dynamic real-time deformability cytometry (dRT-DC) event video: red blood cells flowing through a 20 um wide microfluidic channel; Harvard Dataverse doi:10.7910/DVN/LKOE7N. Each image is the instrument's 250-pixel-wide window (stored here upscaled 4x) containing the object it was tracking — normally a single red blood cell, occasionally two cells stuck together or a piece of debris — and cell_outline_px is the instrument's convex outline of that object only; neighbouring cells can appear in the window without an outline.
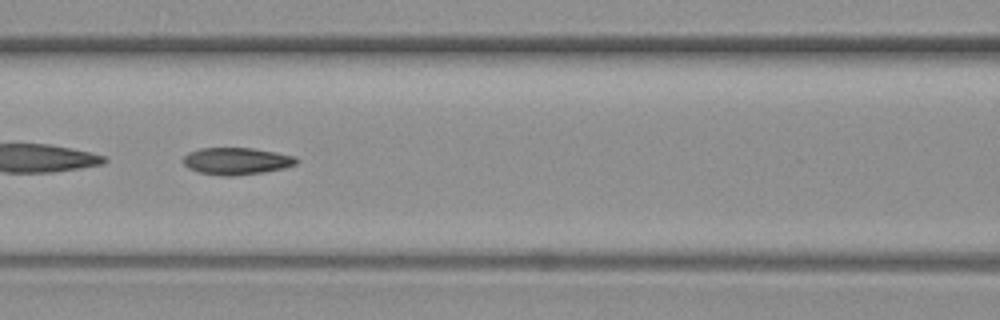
{"species": "common noctule bat (a hibernating species)", "species_latin": "Nyctalus noctula", "temperature_condition": "warm", "stored_images_in_passage": 59, "camera_frame_rate_fps": 3000, "um_per_image_px": 0.085, "animal": {"sex": "female", "body_mass_g": 19.3, "forearm_length_mm": 54.1}, "frame": {"image": 1, "passage_image": 27, "time_ms": 8.667, "image_size_px": [1000, 320], "cell_outline_px": [[300, 160], [296, 164], [284, 168], [264, 172], [236, 176], [220, 176], [196, 172], [188, 168], [184, 164], [184, 156], [188, 152], [200, 148], [252, 148], [276, 152], [296, 156]], "centroid_in_image_um": [20.11, 13.7], "position_along_channel_um": 146.5, "area_um2": 18.09}}
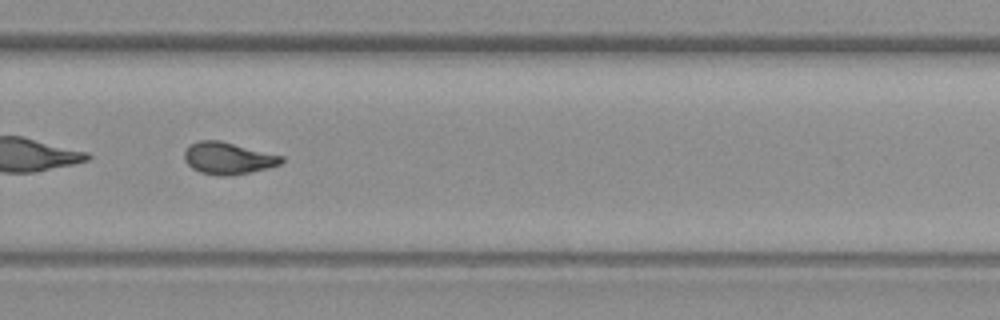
{"frame": {"image": 2, "passage_image": 41, "time_ms": 13.333, "image_size_px": [1000, 320], "cell_outline_px": [[284, 160], [280, 164], [268, 168], [232, 176], [220, 176], [200, 172], [192, 168], [184, 160], [184, 152], [192, 144], [200, 140], [220, 140], [284, 156]], "centroid_in_image_um": [19.4, 13.46], "position_along_channel_um": 310.4, "area_um2": 18.09}}